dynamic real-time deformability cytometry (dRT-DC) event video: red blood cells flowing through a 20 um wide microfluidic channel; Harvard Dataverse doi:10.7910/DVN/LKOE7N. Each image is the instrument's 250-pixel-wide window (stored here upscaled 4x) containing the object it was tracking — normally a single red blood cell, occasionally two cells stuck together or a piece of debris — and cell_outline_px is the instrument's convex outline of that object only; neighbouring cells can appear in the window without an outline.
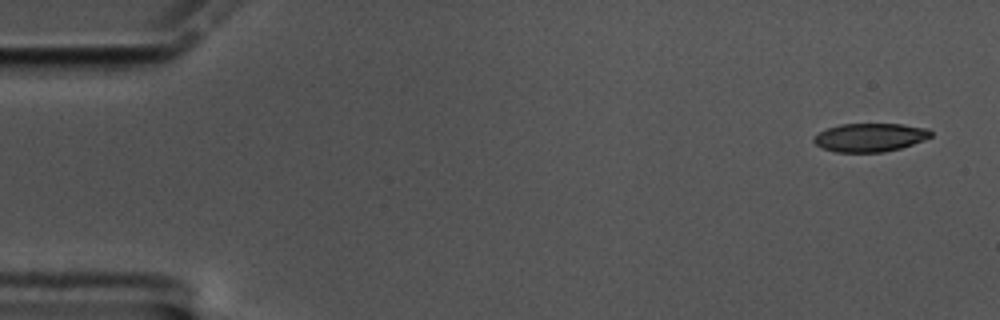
{"species": "common noctule bat (a hibernating species)", "species_latin": "Nyctalus noctula", "temperature_condition": "cold", "stored_images_in_passage": 57, "camera_frame_rate_fps": 3000, "um_per_image_px": 0.085, "animal": {"sex": "male", "body_mass_g": 17.5, "forearm_length_mm": 52.3}, "frame": {"image": 1, "passage_image": 1, "time_ms": 0.0, "image_size_px": [1000, 320], "cell_outline_px": [[932, 136], [924, 140], [900, 148], [884, 152], [836, 152], [824, 148], [816, 144], [812, 140], [820, 132], [828, 128], [840, 124], [904, 124], [928, 128], [932, 132]], "centroid_in_image_um": [73.99, 11.67], "position_along_channel_um": 11.0, "area_um2": 19.31}}
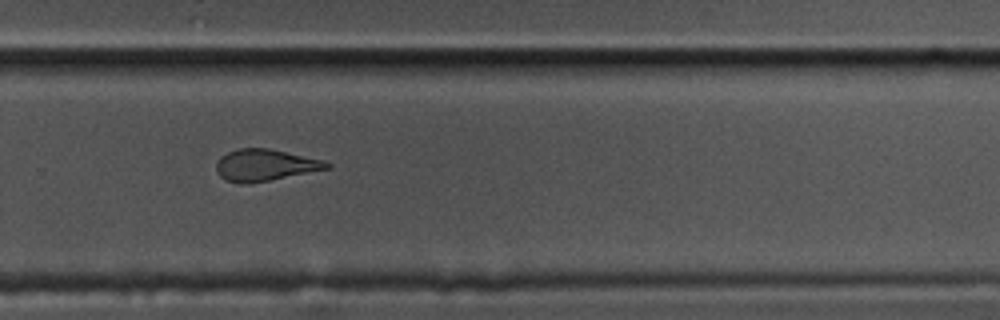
{"frame": {"image": 2, "passage_image": 38, "time_ms": 12.333, "image_size_px": [1000, 320], "cell_outline_px": [[332, 168], [248, 184], [244, 184], [224, 180], [216, 172], [216, 164], [220, 156], [228, 152], [240, 148], [268, 148], [324, 160], [332, 164]], "centroid_in_image_um": [22.53, 14.04], "position_along_channel_um": 307.3, "area_um2": 20.46}}
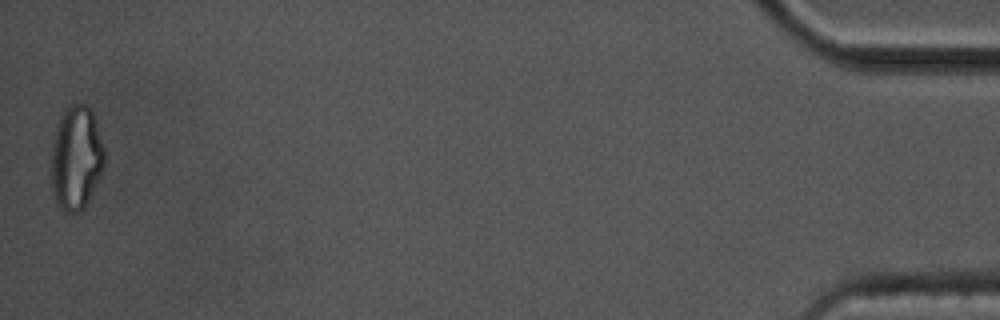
{"frame": {"image": 3, "passage_image": 57, "time_ms": 18.667, "image_size_px": [1000, 320], "cell_outline_px": [[104, 164], [84, 208], [80, 212], [64, 212], [56, 204], [52, 188], [52, 140], [60, 116], [64, 108], [72, 104], [84, 104], [92, 112], [104, 148]], "centroid_in_image_um": [6.44, 13.42], "position_along_channel_um": 428.8, "area_um2": 31.85}, "authors_computed_cell_mechanics": {"area_um2": 21.1548, "velocity_mm_per_s": 3.4002, "shape_relaxation_time_tau1_ms": 4.072, "shape_relaxation_time_tau2_ms": 1.9114, "deformation_change_tau1": 0.1493, "deformation_change_tau2": 0.1063}}